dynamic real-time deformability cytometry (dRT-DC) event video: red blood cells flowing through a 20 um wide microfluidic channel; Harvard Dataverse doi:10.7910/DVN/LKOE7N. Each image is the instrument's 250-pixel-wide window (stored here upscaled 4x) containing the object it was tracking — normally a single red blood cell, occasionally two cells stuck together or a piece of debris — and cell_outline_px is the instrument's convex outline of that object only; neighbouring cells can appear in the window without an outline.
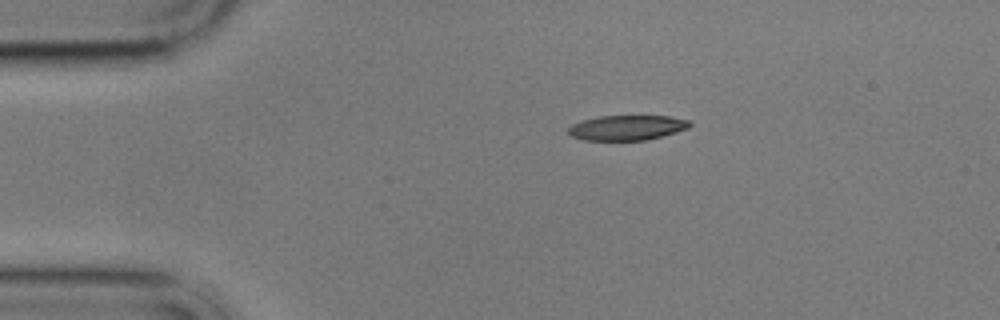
{"species": "common noctule bat (a hibernating species)", "species_latin": "Nyctalus noctula", "temperature_condition": "cold", "stored_images_in_passage": 4, "camera_frame_rate_fps": 3000, "um_per_image_px": 0.085, "animal": {"sex": "male", "body_mass_g": 17.9}, "frame": {"image": 1, "passage_image": 1, "time_ms": 0.0, "image_size_px": [1000, 320], "cell_outline_px": [[692, 124], [688, 128], [676, 132], [648, 140], [584, 140], [568, 136], [568, 128], [572, 124], [584, 120], [600, 116], [672, 116], [692, 120]], "centroid_in_image_um": [53.32, 10.85], "position_along_channel_um": 31.7, "area_um2": 17.86}}
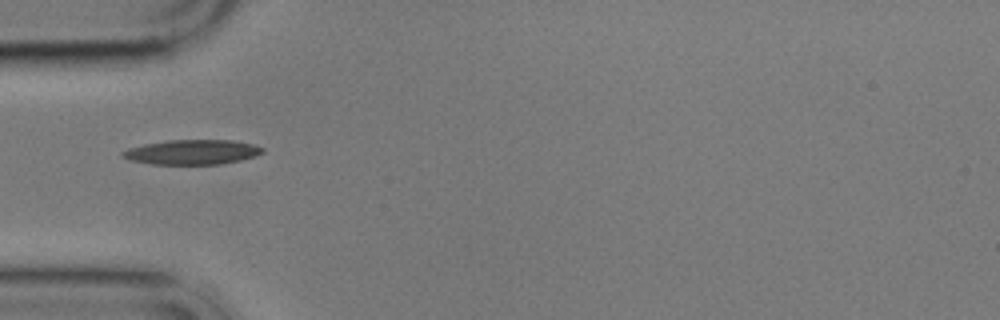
{"frame": {"image": 2, "passage_image": 3, "time_ms": 2.333, "image_size_px": [1000, 320], "cell_outline_px": [[264, 152], [256, 156], [240, 160], [220, 164], [152, 164], [128, 160], [120, 156], [120, 152], [128, 148], [144, 144], [168, 140], [232, 140], [256, 144], [264, 148]], "centroid_in_image_um": [16.33, 12.92], "position_along_channel_um": 68.7, "area_um2": 20.4}}
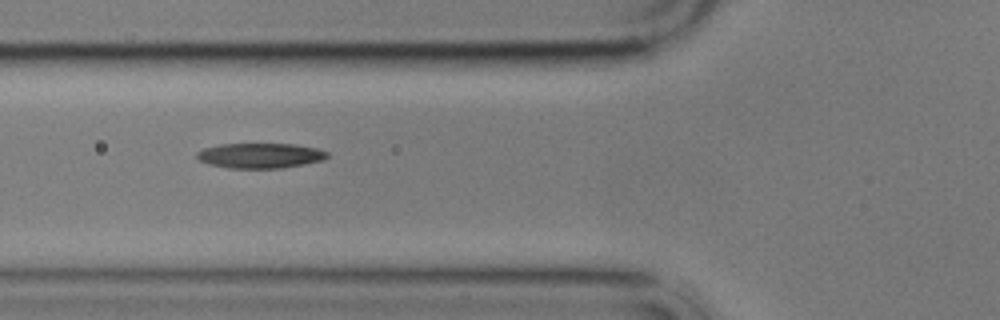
{"frame": {"image": 3, "passage_image": 4, "time_ms": 3.333, "image_size_px": [1000, 320], "cell_outline_px": [[328, 156], [324, 160], [284, 168], [228, 168], [208, 164], [200, 160], [196, 156], [196, 152], [204, 148], [220, 144], [296, 144], [316, 148], [328, 152]], "centroid_in_image_um": [22.12, 13.23], "position_along_channel_um": 103.7, "area_um2": 19.13}}